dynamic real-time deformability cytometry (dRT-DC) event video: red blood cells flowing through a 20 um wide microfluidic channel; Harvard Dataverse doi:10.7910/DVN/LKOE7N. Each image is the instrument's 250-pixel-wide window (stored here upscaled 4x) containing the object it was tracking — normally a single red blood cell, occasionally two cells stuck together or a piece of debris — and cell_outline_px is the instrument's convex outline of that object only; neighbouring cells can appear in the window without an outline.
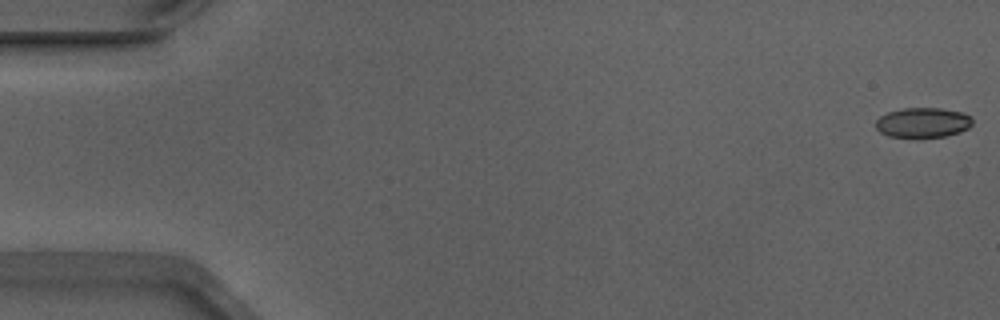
{"species": "Egyptian fruit bat (a non-hibernating species)", "species_latin": "Rousettus aegyptiacus", "temperature_condition": "warm", "stored_images_in_passage": 54, "camera_frame_rate_fps": 3000, "um_per_image_px": 0.085, "animal": {"sex": "male"}, "frame": {"image": 1, "passage_image": 1, "time_ms": 0.0, "image_size_px": [1000, 320], "cell_outline_px": [[972, 124], [968, 128], [960, 132], [948, 136], [916, 140], [888, 136], [880, 132], [876, 128], [876, 120], [880, 116], [888, 112], [904, 108], [940, 108], [964, 112], [972, 116]], "centroid_in_image_um": [78.45, 10.46], "position_along_channel_um": 6.5, "area_um2": 17.63}}
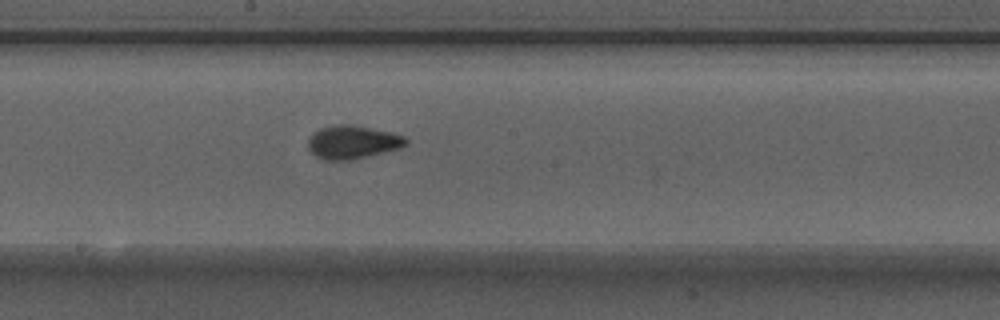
{"frame": {"image": 2, "passage_image": 29, "time_ms": 9.333, "image_size_px": [1000, 320], "cell_outline_px": [[408, 144], [400, 148], [368, 156], [348, 160], [324, 160], [316, 156], [308, 148], [308, 140], [320, 128], [336, 124], [352, 124], [392, 132], [404, 136], [408, 140]], "centroid_in_image_um": [30.0, 12.07], "position_along_channel_um": 218.2, "area_um2": 18.96}}
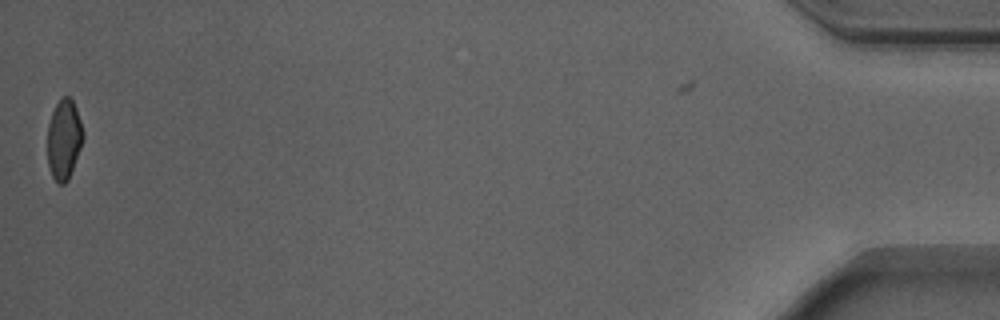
{"frame": {"image": 3, "passage_image": 53, "time_ms": 17.333, "image_size_px": [1000, 320], "cell_outline_px": [[84, 136], [80, 148], [68, 180], [64, 184], [60, 184], [52, 176], [48, 164], [48, 124], [52, 112], [60, 96], [68, 96], [72, 100], [76, 108], [84, 132]], "centroid_in_image_um": [5.43, 11.81], "position_along_channel_um": 429.8, "area_um2": 16.47}, "authors_computed_cell_mechanics": {"area_um2": 18.0047, "velocity_mm_per_s": 3.9006, "shape_relaxation_time_tau1_ms": 5.172, "shape_relaxation_time_tau2_ms": 1.0054, "deformation_change_tau1": 0.1277, "deformation_change_tau2": 0.0676}}